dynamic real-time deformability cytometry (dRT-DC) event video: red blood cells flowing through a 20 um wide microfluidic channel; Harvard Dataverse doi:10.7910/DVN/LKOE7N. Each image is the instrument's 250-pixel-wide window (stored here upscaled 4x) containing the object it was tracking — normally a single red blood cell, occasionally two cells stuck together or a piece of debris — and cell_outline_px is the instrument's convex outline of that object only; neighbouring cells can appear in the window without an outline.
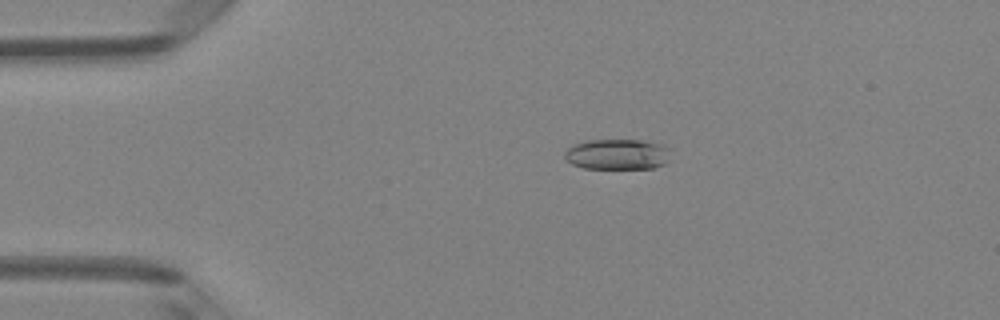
{"species": "Egyptian fruit bat (a non-hibernating species)", "species_latin": "Rousettus aegyptiacus", "temperature_condition": "room temperature", "stored_images_in_passage": 43, "camera_frame_rate_fps": 3000, "um_per_image_px": 0.085, "animal": {"sex": "female"}, "frame": {"image": 1, "passage_image": 4, "time_ms": 1.0, "image_size_px": [1000, 320], "cell_outline_px": [[668, 148], [664, 164], [652, 168], [584, 168], [572, 164], [564, 156], [564, 152], [572, 144], [588, 140], [640, 140], [664, 144]], "centroid_in_image_um": [52.42, 13.1], "position_along_channel_um": 32.6, "area_um2": 18.67}}
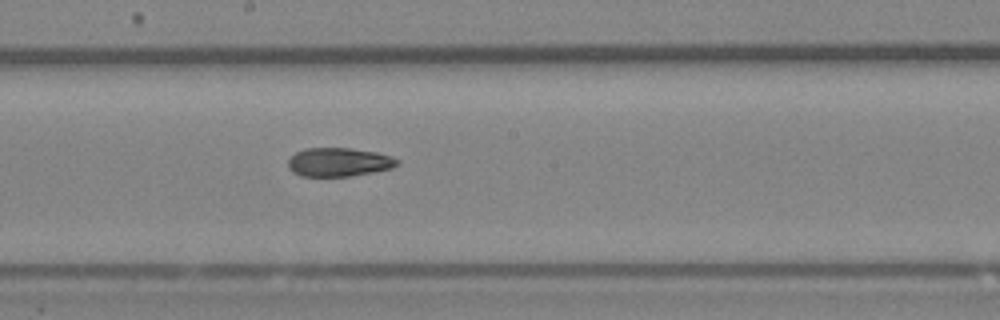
{"frame": {"image": 2, "passage_image": 21, "time_ms": 6.667, "image_size_px": [1000, 320], "cell_outline_px": [[400, 164], [392, 168], [352, 176], [300, 176], [292, 172], [288, 168], [288, 160], [296, 152], [304, 148], [352, 148], [376, 152], [392, 156], [400, 160]], "centroid_in_image_um": [28.81, 13.78], "position_along_channel_um": 219.4, "area_um2": 18.44}}
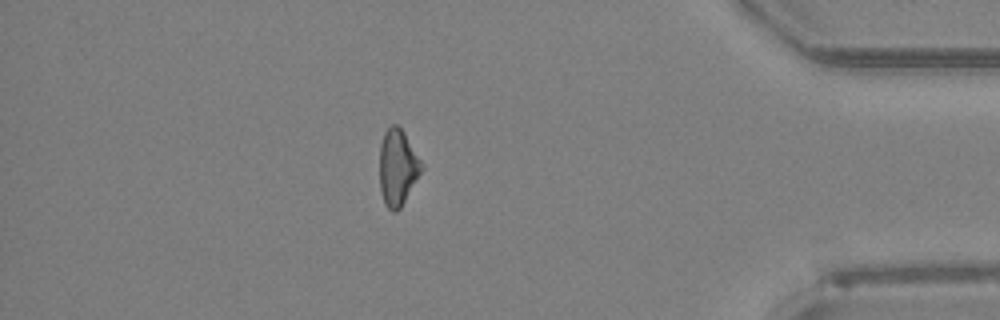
{"frame": {"image": 3, "passage_image": 37, "time_ms": 12.0, "image_size_px": [1000, 320], "cell_outline_px": [[424, 168], [400, 208], [396, 212], [392, 212], [384, 204], [380, 192], [380, 144], [384, 132], [392, 124], [396, 124], [404, 132], [424, 164]], "centroid_in_image_um": [33.8, 14.24], "position_along_channel_um": 401.4, "area_um2": 18.79}, "authors_computed_cell_mechanics": {"area_um2": 18.8428, "velocity_mm_per_s": 4.1302, "shape_relaxation_time_tau1_ms": null, "shape_relaxation_time_tau2_ms": 2.8266, "deformation_change_tau1": null, "deformation_change_tau2": 0.0949}}